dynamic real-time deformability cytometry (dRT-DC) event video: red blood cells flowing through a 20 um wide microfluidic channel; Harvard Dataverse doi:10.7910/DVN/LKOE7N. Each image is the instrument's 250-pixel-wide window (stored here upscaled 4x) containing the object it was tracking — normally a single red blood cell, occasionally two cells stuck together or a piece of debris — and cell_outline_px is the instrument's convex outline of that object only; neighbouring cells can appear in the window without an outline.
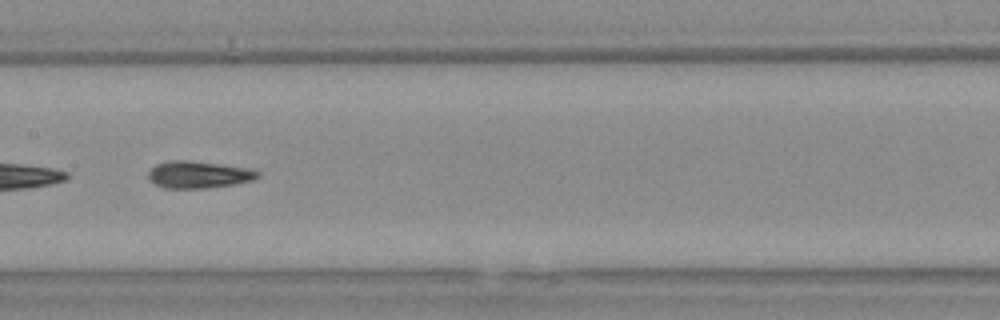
{"species": "Egyptian fruit bat (a non-hibernating species)", "species_latin": "Rousettus aegyptiacus", "temperature_condition": "warm", "stored_images_in_passage": 14, "camera_frame_rate_fps": 3000, "um_per_image_px": 0.085, "animal": {"sex": "female"}, "frame": {"image": 1, "passage_image": 12, "time_ms": 3.667, "image_size_px": [1000, 320], "cell_outline_px": [[260, 176], [252, 180], [232, 184], [204, 188], [164, 188], [148, 180], [148, 172], [156, 164], [172, 160], [188, 160], [252, 168], [260, 172]], "centroid_in_image_um": [16.88, 14.83], "position_along_channel_um": 190.5, "area_um2": 17.22}}